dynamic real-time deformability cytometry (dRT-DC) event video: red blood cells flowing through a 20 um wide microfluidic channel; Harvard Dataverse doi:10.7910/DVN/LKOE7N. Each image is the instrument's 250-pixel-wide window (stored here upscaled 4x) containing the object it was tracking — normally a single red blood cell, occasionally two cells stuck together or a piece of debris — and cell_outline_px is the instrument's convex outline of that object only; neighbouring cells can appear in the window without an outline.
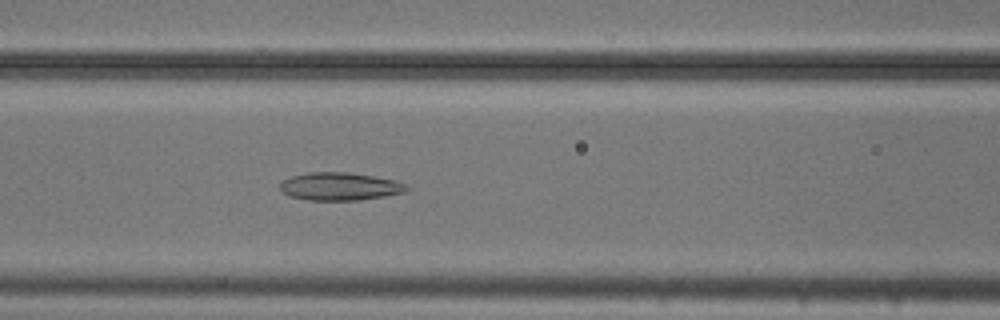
{"species": "common noctule bat (a hibernating species)", "species_latin": "Nyctalus noctula", "temperature_condition": "cold", "stored_images_in_passage": 52, "camera_frame_rate_fps": 3000, "um_per_image_px": 0.085, "animal": {"sex": "male", "body_mass_g": 20.5, "forearm_length_mm": 52.5}, "frame": {"image": 1, "passage_image": 21, "time_ms": 6.667, "image_size_px": [1000, 320], "cell_outline_px": [[412, 188], [404, 192], [384, 196], [360, 200], [308, 200], [292, 196], [284, 192], [280, 188], [280, 184], [284, 180], [292, 176], [308, 172], [348, 172], [372, 176], [392, 180], [408, 184]], "centroid_in_image_um": [28.93, 15.84], "position_along_channel_um": 137.7, "area_um2": 20.4}}
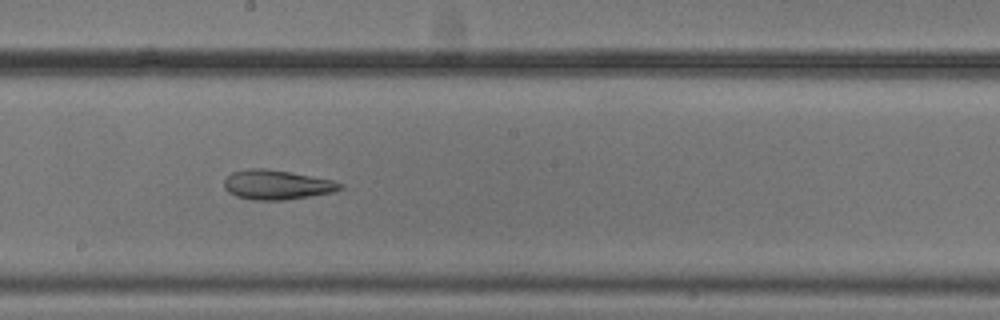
{"frame": {"image": 2, "passage_image": 28, "time_ms": 9.0, "image_size_px": [1000, 320], "cell_outline_px": [[344, 188], [332, 192], [284, 200], [252, 200], [236, 196], [228, 192], [224, 188], [224, 180], [232, 172], [252, 168], [268, 168], [332, 180], [344, 184]], "centroid_in_image_um": [23.51, 15.7], "position_along_channel_um": 224.7, "area_um2": 19.88}}
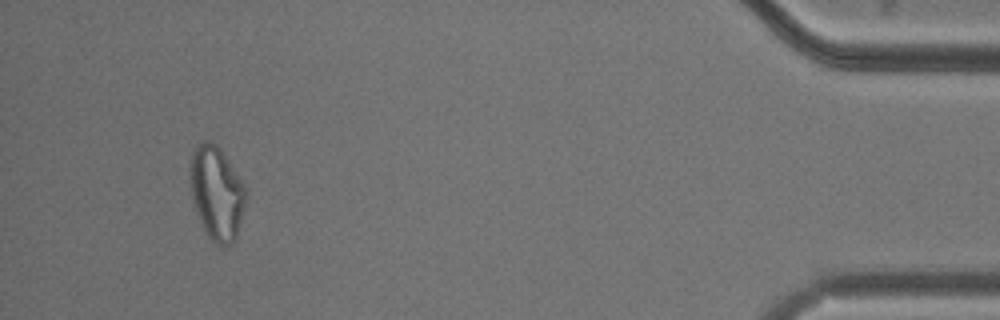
{"frame": {"image": 3, "passage_image": 49, "time_ms": 16.0, "image_size_px": [1000, 320], "cell_outline_px": [[248, 196], [236, 236], [232, 244], [220, 248], [204, 232], [192, 200], [192, 148], [204, 140], [208, 140], [216, 144], [220, 148], [244, 184]], "centroid_in_image_um": [18.45, 16.44], "position_along_channel_um": 416.8, "area_um2": 30.23}, "authors_computed_cell_mechanics": {"area_um2": 26.6747, "velocity_mm_per_s": 3.7238, "shape_relaxation_time_tau1_ms": null, "shape_relaxation_time_tau2_ms": 4.584, "deformation_change_tau1": null, "deformation_change_tau2": 0.1472}}